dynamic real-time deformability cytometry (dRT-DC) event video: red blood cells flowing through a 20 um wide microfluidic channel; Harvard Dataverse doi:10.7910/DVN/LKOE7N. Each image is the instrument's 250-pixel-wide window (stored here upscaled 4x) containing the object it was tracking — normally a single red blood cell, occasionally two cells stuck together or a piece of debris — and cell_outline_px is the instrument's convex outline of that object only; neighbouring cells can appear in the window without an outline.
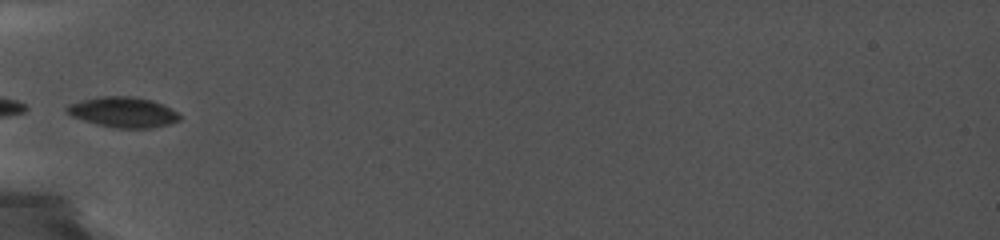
{"species": "common noctule bat (a hibernating species)", "species_latin": "Nyctalus noctula", "temperature_condition": "cold", "stored_images_in_passage": 40, "camera_frame_rate_fps": 5000, "um_per_image_px": 0.085, "animal": {"sex": "female", "body_mass_g": 19.0, "forearm_length_mm": 56.7}, "frame": {"image": 1, "passage_image": 1, "time_ms": 0.0, "image_size_px": [1000, 240], "cell_outline_px": [[180, 120], [168, 124], [152, 128], [116, 128], [84, 120], [72, 116], [64, 108], [68, 104], [100, 96], [128, 96], [152, 100], [176, 112], [180, 116]], "centroid_in_image_um": [10.46, 9.53], "position_along_channel_um": 74.5, "area_um2": 19.54}}
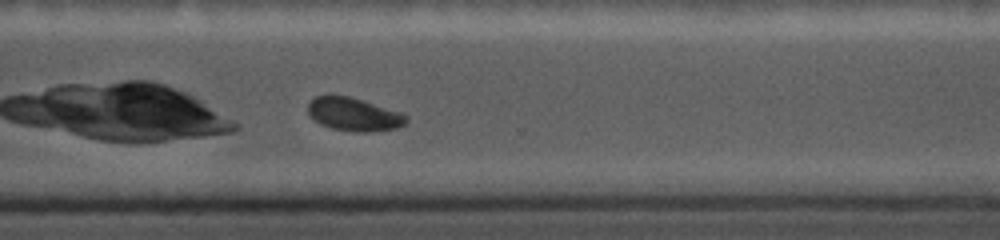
{"frame": {"image": 2, "passage_image": 35, "time_ms": 7.2, "image_size_px": [1000, 240], "cell_outline_px": [[408, 120], [404, 124], [396, 128], [372, 132], [356, 132], [332, 128], [320, 124], [308, 112], [308, 104], [316, 96], [328, 92], [348, 96], [400, 112], [408, 116]], "centroid_in_image_um": [30.05, 9.69], "position_along_channel_um": 340.5, "area_um2": 19.13}}